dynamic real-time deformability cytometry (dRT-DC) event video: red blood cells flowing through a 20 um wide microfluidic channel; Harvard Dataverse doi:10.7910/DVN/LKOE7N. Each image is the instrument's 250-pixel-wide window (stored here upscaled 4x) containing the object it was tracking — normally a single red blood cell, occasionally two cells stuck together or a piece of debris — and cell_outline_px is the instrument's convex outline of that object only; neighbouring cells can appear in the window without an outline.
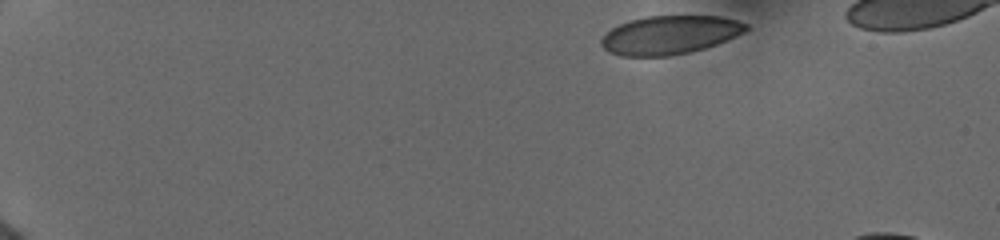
{"species": "human", "species_latin": "Homo sapiens", "temperature_condition": "cold", "stored_images_in_passage": 5, "camera_frame_rate_fps": 3000, "um_per_image_px": 0.085, "donor": {"sex": "female"}, "frame": {"image": 1, "passage_image": 1, "time_ms": 0.0, "image_size_px": [1000, 240], "cell_outline_px": [[748, 28], [744, 32], [716, 44], [704, 48], [688, 52], [668, 56], [620, 56], [608, 52], [600, 44], [600, 40], [612, 28], [628, 20], [644, 16], [720, 16], [736, 20], [748, 24]], "centroid_in_image_um": [56.89, 2.97], "position_along_channel_um": 28.1, "area_um2": 32.43}}
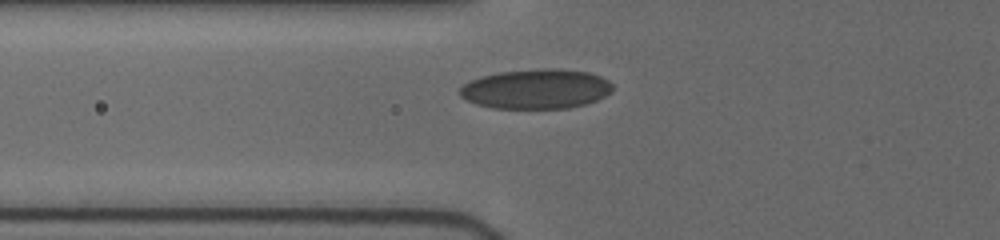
{"frame": {"image": 2, "passage_image": 5, "time_ms": 4.333, "image_size_px": [1000, 240], "cell_outline_px": [[612, 92], [596, 100], [584, 104], [568, 108], [492, 108], [476, 104], [460, 96], [460, 88], [464, 84], [480, 76], [500, 72], [540, 68], [560, 68], [588, 72], [600, 76], [608, 80], [612, 84]], "centroid_in_image_um": [45.58, 7.55], "position_along_channel_um": 80.2, "area_um2": 35.37}}